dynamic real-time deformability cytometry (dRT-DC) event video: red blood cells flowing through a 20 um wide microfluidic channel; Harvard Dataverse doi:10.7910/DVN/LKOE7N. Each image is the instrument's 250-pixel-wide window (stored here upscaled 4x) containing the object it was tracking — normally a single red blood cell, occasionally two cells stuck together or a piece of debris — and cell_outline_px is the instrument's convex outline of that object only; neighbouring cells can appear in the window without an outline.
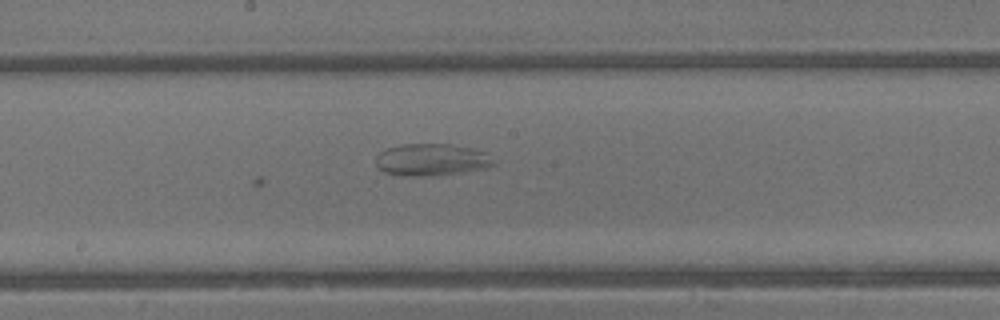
{"species": "common noctule bat (a hibernating species)", "species_latin": "Nyctalus noctula", "temperature_condition": "warm", "stored_images_in_passage": 37, "camera_frame_rate_fps": 3000, "um_per_image_px": 0.085, "animal": {"sex": "male", "body_mass_g": 13.3}, "frame": {"image": 1, "passage_image": 17, "time_ms": 5.333, "image_size_px": [1000, 320], "cell_outline_px": [[496, 164], [488, 168], [464, 172], [428, 176], [404, 176], [384, 172], [376, 168], [376, 156], [380, 152], [388, 148], [400, 144], [448, 144], [476, 148], [488, 152]], "centroid_in_image_um": [36.72, 13.58], "position_along_channel_um": 211.5, "area_um2": 22.43}}
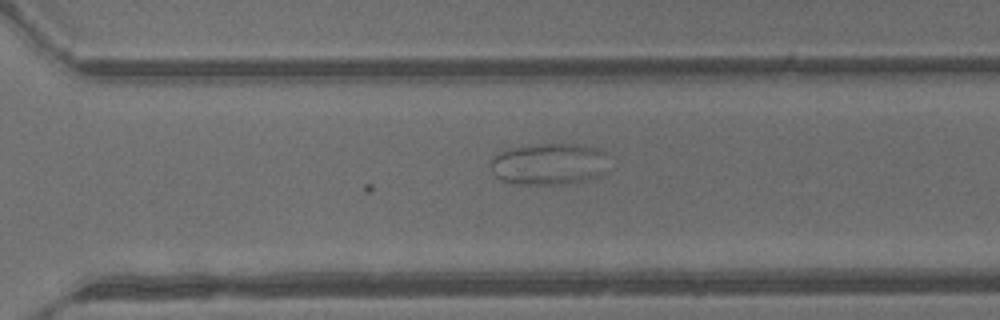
{"frame": {"image": 2, "passage_image": 24, "time_ms": 7.667, "image_size_px": [1000, 320], "cell_outline_px": [[608, 172], [592, 180], [560, 184], [512, 184], [500, 180], [492, 172], [488, 164], [492, 156], [500, 152], [512, 148], [540, 144], [584, 144], [600, 148], [604, 152]], "centroid_in_image_um": [46.68, 13.95], "position_along_channel_um": 323.9, "area_um2": 29.3}}
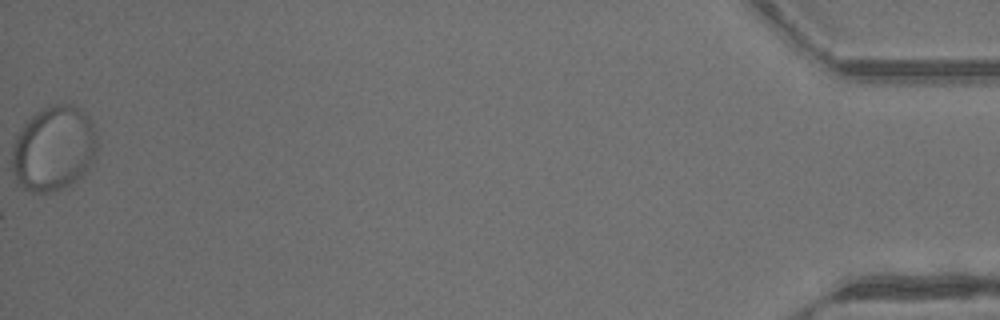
{"frame": {"image": 3, "passage_image": 37, "time_ms": 12.0, "image_size_px": [1000, 320], "cell_outline_px": [[96, 156], [88, 168], [76, 180], [60, 188], [48, 192], [32, 192], [24, 188], [16, 180], [12, 172], [12, 152], [16, 136], [20, 128], [36, 112], [52, 104], [72, 104], [84, 112], [88, 116], [92, 124], [96, 136]], "centroid_in_image_um": [4.55, 12.61], "position_along_channel_um": 430.7, "area_um2": 41.85}}